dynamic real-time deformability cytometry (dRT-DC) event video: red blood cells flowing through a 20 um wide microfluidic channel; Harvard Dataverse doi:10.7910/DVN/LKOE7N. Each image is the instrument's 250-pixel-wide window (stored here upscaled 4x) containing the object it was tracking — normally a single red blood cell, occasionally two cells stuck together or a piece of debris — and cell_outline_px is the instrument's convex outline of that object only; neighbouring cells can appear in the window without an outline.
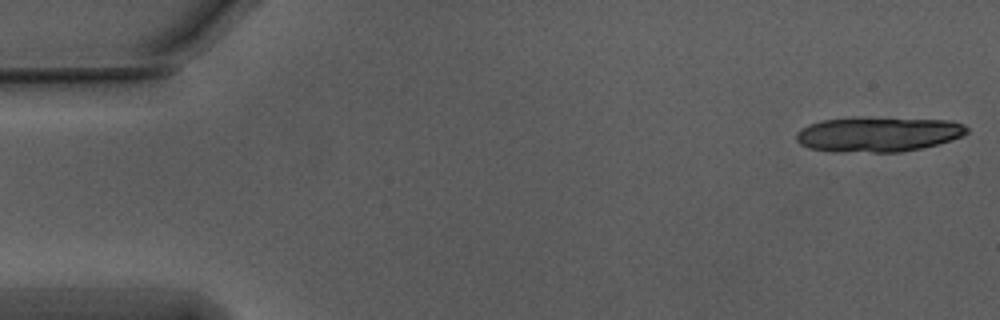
{"species": "Egyptian fruit bat (a non-hibernating species)", "species_latin": "Rousettus aegyptiacus", "temperature_condition": "warm", "stored_images_in_passage": 18, "camera_frame_rate_fps": 3000, "um_per_image_px": 0.085, "animal": {"sex": "male"}, "frame": {"image": 1, "passage_image": 1, "time_ms": 0.0, "image_size_px": [1000, 320], "cell_outline_px": [[968, 132], [964, 136], [952, 140], [920, 148], [900, 152], [832, 152], [808, 148], [800, 144], [796, 140], [796, 132], [808, 124], [820, 120], [852, 116], [860, 116], [948, 120], [964, 124], [968, 128]], "centroid_in_image_um": [74.6, 11.39], "position_along_channel_um": 10.4, "area_um2": 35.6}}